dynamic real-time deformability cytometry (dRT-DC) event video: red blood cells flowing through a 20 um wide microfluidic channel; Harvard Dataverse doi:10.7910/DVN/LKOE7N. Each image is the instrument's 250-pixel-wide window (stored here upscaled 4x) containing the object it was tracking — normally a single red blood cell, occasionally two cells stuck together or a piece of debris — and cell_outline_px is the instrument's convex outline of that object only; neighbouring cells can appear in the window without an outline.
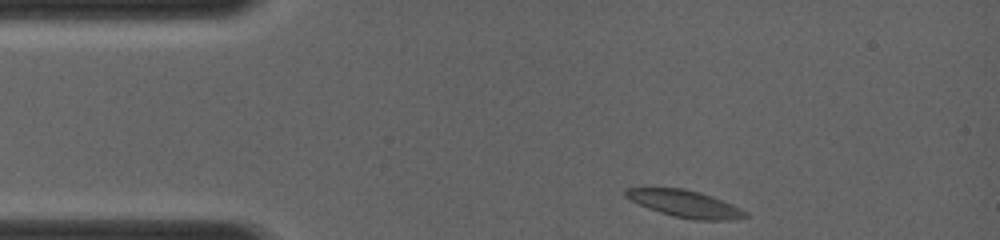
{"species": "common noctule bat (a hibernating species)", "species_latin": "Nyctalus noctula", "temperature_condition": "room temperature", "stored_images_in_passage": 34, "camera_frame_rate_fps": 4000, "um_per_image_px": 0.085, "animal": {"sex": "female", "body_mass_g": 19.0, "forearm_length_mm": 56.7}, "frame": {"image": 1, "passage_image": 1, "time_ms": 0.0, "image_size_px": [1000, 240], "cell_outline_px": [[748, 216], [736, 220], [692, 220], [660, 212], [648, 208], [624, 196], [624, 188], [684, 188], [700, 192], [712, 196], [732, 204], [748, 212]], "centroid_in_image_um": [58.26, 17.32], "position_along_channel_um": 26.7, "area_um2": 18.79}}
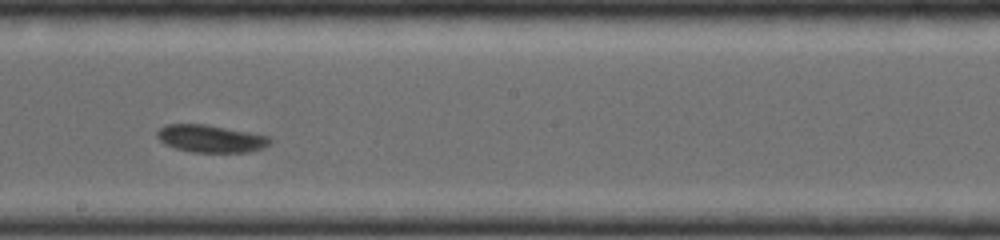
{"frame": {"image": 2, "passage_image": 20, "time_ms": 5.5, "image_size_px": [1000, 240], "cell_outline_px": [[272, 140], [264, 148], [248, 152], [192, 152], [176, 148], [164, 144], [156, 136], [156, 132], [160, 128], [168, 124], [204, 124], [248, 132], [268, 136]], "centroid_in_image_um": [17.89, 11.79], "position_along_channel_um": 230.3, "area_um2": 17.92}}
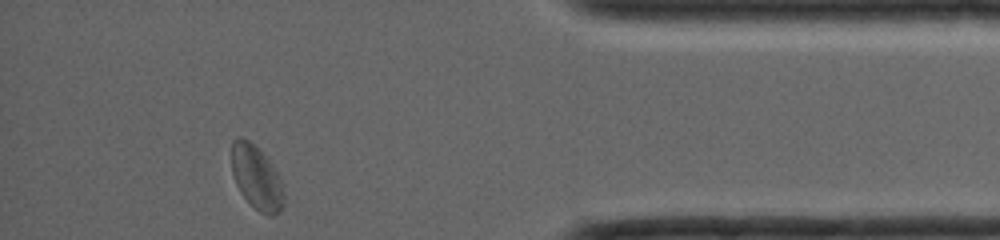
{"frame": {"image": 3, "passage_image": 34, "time_ms": 10.0, "image_size_px": [1000, 240], "cell_outline_px": [[284, 204], [280, 212], [272, 216], [268, 216], [260, 212], [240, 192], [236, 184], [232, 172], [232, 140], [240, 136], [248, 140], [276, 168], [280, 176], [284, 192]], "centroid_in_image_um": [21.83, 15.11], "position_along_channel_um": 413.4, "area_um2": 19.36}}